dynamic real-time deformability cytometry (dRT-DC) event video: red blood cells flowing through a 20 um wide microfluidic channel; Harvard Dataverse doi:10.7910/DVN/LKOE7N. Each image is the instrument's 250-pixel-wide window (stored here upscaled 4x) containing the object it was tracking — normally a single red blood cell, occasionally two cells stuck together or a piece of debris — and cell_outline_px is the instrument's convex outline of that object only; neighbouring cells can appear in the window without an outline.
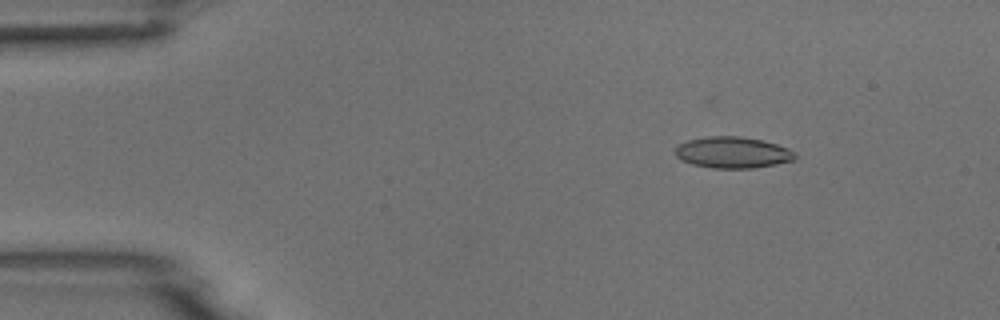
{"species": "common noctule bat (a hibernating species)", "species_latin": "Nyctalus noctula", "temperature_condition": "room temperature", "stored_images_in_passage": 5, "camera_frame_rate_fps": 3000, "um_per_image_px": 0.085, "animal": {"sex": "male", "body_mass_g": 18.8}, "frame": {"image": 1, "passage_image": 2, "time_ms": 2.0, "image_size_px": [1000, 320], "cell_outline_px": [[796, 160], [776, 164], [752, 168], [712, 168], [692, 164], [680, 160], [676, 156], [676, 148], [680, 144], [688, 140], [708, 136], [736, 136], [760, 140], [776, 144], [788, 148], [796, 156]], "centroid_in_image_um": [62.27, 12.97], "position_along_channel_um": 22.7, "area_um2": 21.68}}